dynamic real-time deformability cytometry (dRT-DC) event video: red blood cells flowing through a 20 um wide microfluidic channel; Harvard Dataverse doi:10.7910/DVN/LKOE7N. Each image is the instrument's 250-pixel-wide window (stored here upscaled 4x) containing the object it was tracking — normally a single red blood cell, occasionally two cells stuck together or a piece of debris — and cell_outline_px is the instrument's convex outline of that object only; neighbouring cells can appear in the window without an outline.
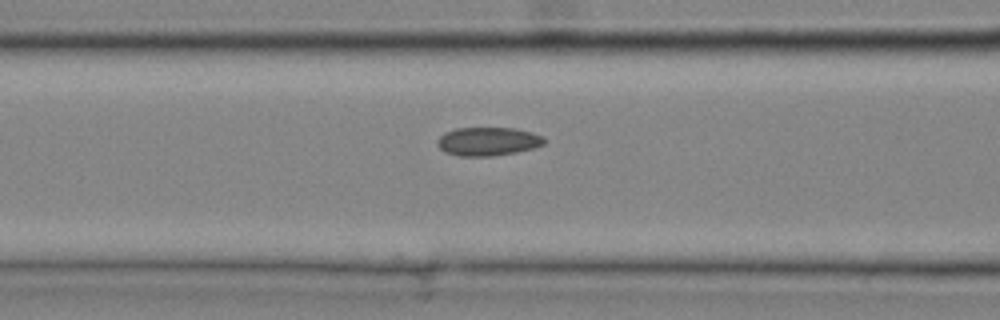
{"species": "common noctule bat (a hibernating species)", "species_latin": "Nyctalus noctula", "temperature_condition": "cold", "stored_images_in_passage": 20, "camera_frame_rate_fps": 3000, "um_per_image_px": 0.085, "animal": {"sex": "male", "body_mass_g": 20.4}, "frame": {"image": 1, "passage_image": 5, "time_ms": 1.333, "image_size_px": [1000, 320], "cell_outline_px": [[548, 140], [544, 144], [532, 148], [516, 152], [492, 156], [460, 156], [444, 152], [436, 144], [436, 140], [444, 132], [456, 128], [516, 128], [532, 132], [544, 136]], "centroid_in_image_um": [41.48, 12.01], "position_along_channel_um": 125.1, "area_um2": 17.98}}
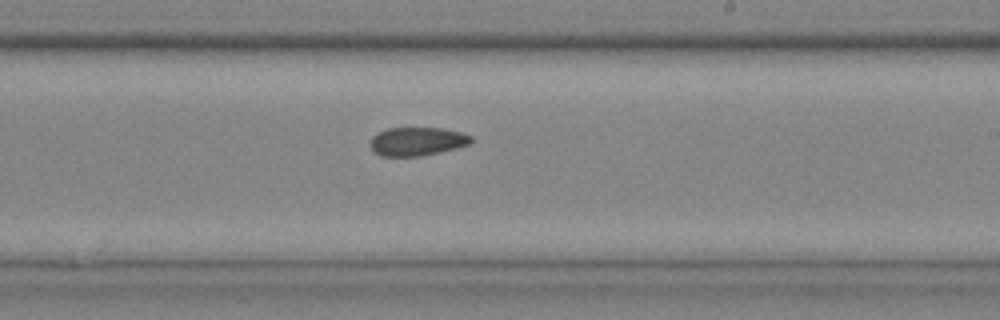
{"frame": {"image": 2, "passage_image": 12, "time_ms": 3.667, "image_size_px": [1000, 320], "cell_outline_px": [[472, 140], [468, 144], [420, 156], [380, 156], [368, 144], [372, 136], [388, 128], [440, 128], [460, 132], [472, 136]], "centroid_in_image_um": [35.4, 12.01], "position_along_channel_um": 253.6, "area_um2": 16.42}}
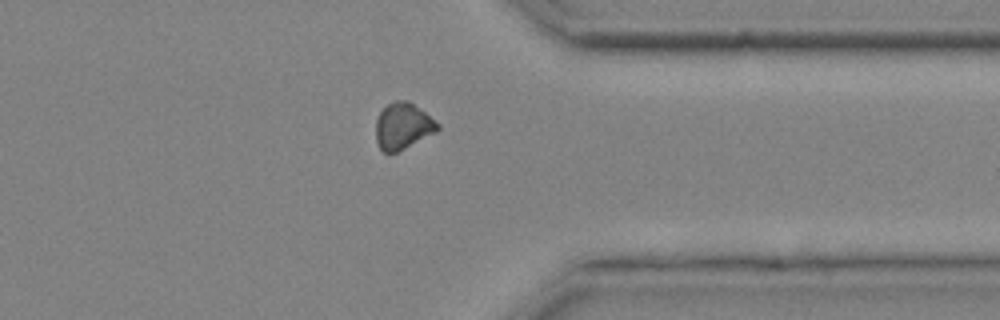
{"frame": {"image": 3, "passage_image": 19, "time_ms": 6.0, "image_size_px": [1000, 320], "cell_outline_px": [[440, 128], [436, 132], [396, 152], [384, 152], [380, 148], [376, 140], [376, 120], [380, 112], [388, 104], [396, 100], [408, 100], [440, 124]], "centroid_in_image_um": [34.24, 10.71], "position_along_channel_um": 377.2, "area_um2": 16.42}}